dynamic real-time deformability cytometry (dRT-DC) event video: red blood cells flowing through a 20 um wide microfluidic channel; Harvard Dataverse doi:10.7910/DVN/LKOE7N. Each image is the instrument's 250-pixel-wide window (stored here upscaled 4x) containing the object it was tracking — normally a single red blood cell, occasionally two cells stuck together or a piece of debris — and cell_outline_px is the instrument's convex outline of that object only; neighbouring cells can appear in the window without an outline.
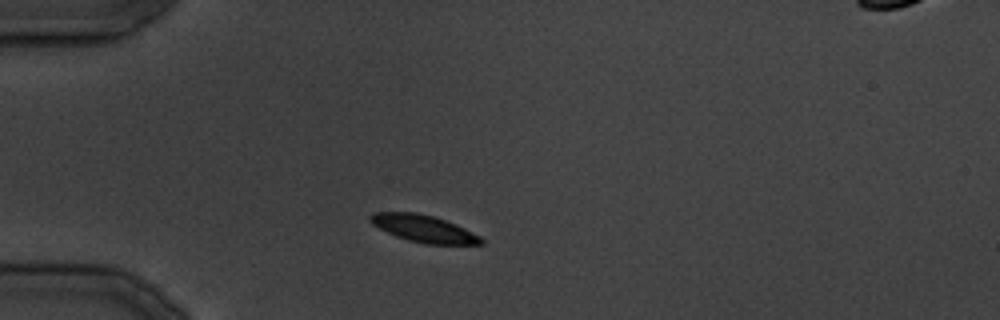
{"species": "common noctule bat (a hibernating species)", "species_latin": "Nyctalus noctula", "temperature_condition": "cold", "stored_images_in_passage": 29, "camera_frame_rate_fps": 3000, "um_per_image_px": 0.085, "animal": {"sex": "male", "body_mass_g": 19.5, "forearm_length_mm": 54.6}, "frame": {"image": 1, "passage_image": 4, "time_ms": 3.667, "image_size_px": [1000, 320], "cell_outline_px": [[484, 244], [424, 244], [408, 240], [396, 236], [372, 224], [368, 220], [368, 216], [372, 212], [416, 212], [432, 216], [456, 224], [480, 236], [484, 240]], "centroid_in_image_um": [35.99, 19.43], "position_along_channel_um": 49.0, "area_um2": 17.46}}
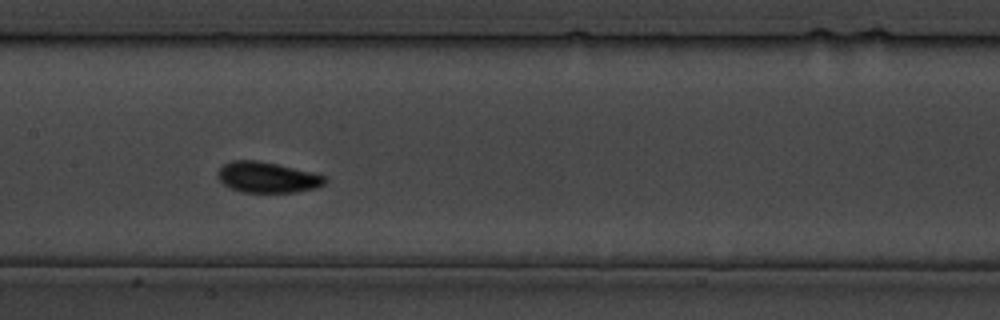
{"frame": {"image": 2, "passage_image": 12, "time_ms": 13.667, "image_size_px": [1000, 320], "cell_outline_px": [[328, 180], [324, 184], [316, 188], [296, 192], [240, 192], [224, 184], [216, 176], [216, 172], [224, 164], [232, 160], [256, 160], [276, 164], [312, 172], [324, 176]], "centroid_in_image_um": [22.71, 15.07], "position_along_channel_um": 184.7, "area_um2": 19.13}}
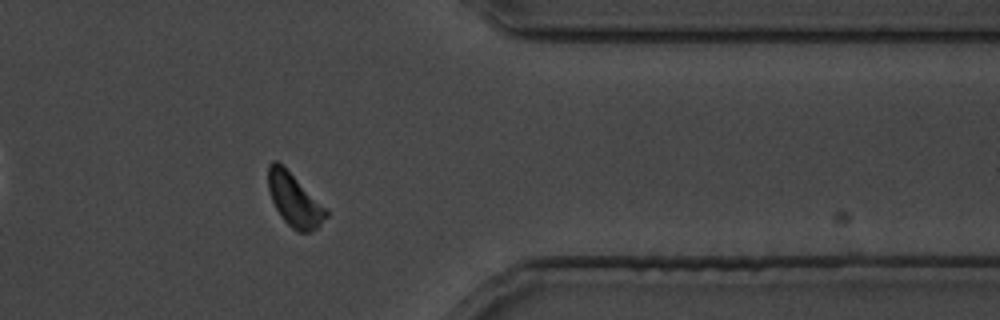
{"frame": {"image": 3, "passage_image": 23, "time_ms": 27.333, "image_size_px": [1000, 320], "cell_outline_px": [[328, 216], [316, 228], [308, 232], [300, 232], [292, 228], [280, 216], [272, 200], [268, 188], [268, 164], [272, 160], [276, 160], [328, 208]], "centroid_in_image_um": [25.03, 17.0], "position_along_channel_um": 386.4, "area_um2": 17.69}}